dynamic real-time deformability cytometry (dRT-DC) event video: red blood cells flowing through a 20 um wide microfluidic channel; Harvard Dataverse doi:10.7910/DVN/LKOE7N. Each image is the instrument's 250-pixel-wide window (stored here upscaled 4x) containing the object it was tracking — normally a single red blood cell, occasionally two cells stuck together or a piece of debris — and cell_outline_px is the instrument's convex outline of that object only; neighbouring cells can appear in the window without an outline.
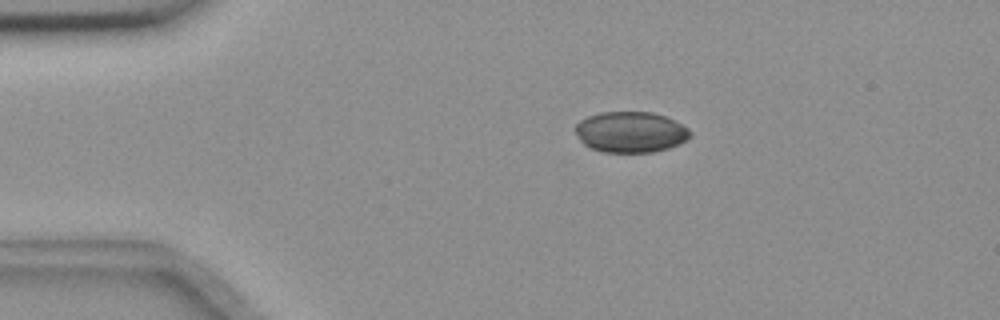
{"species": "common noctule bat (a hibernating species)", "species_latin": "Nyctalus noctula", "temperature_condition": "room temperature", "stored_images_in_passage": 4, "camera_frame_rate_fps": 3000, "um_per_image_px": 0.085, "animal": {"sex": "female", "body_mass_g": 18.4}, "frame": {"image": 1, "passage_image": 1, "time_ms": 0.0, "image_size_px": [1000, 320], "cell_outline_px": [[692, 136], [688, 140], [680, 144], [668, 148], [652, 152], [604, 152], [592, 148], [584, 144], [580, 140], [572, 128], [580, 120], [588, 116], [600, 112], [652, 112], [664, 116], [688, 128], [692, 132]], "centroid_in_image_um": [53.59, 11.22], "position_along_channel_um": 31.4, "area_um2": 27.46}}
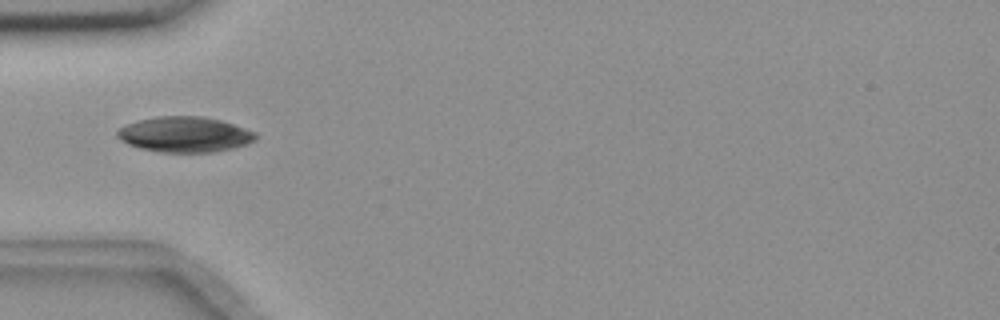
{"frame": {"image": 2, "passage_image": 3, "time_ms": 0.667, "image_size_px": [1000, 320], "cell_outline_px": [[256, 140], [248, 144], [232, 148], [212, 152], [160, 152], [140, 148], [128, 144], [120, 140], [116, 136], [116, 132], [120, 128], [128, 124], [140, 120], [156, 116], [204, 116], [220, 120], [256, 132]], "centroid_in_image_um": [15.7, 11.43], "position_along_channel_um": 69.3, "area_um2": 28.5}}